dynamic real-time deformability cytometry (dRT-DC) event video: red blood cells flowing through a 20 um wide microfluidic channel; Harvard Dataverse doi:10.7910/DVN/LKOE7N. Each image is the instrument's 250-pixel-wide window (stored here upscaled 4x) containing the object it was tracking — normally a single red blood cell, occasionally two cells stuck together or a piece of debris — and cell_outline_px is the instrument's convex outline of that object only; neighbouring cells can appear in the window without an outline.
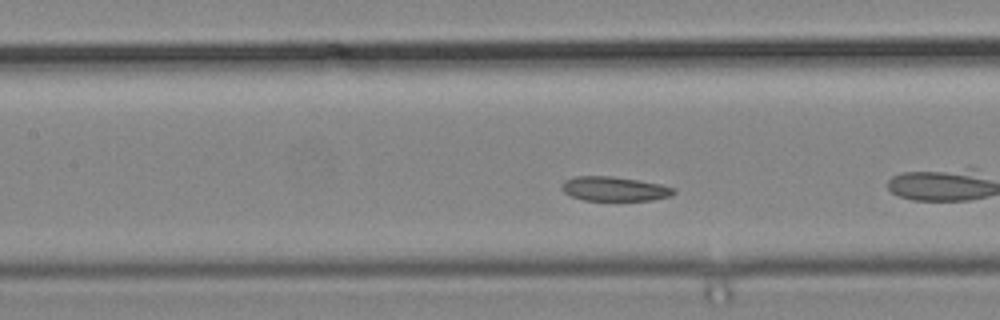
{"species": "common noctule bat (a hibernating species)", "species_latin": "Nyctalus noctula", "temperature_condition": "cold", "stored_images_in_passage": 37, "camera_frame_rate_fps": 3000, "um_per_image_px": 0.085, "animal": {"sex": "male", "body_mass_g": 19.2, "forearm_length_mm": 51.8}, "frame": {"image": 1, "passage_image": 8, "time_ms": 2.333, "image_size_px": [1000, 320], "cell_outline_px": [[676, 192], [672, 196], [652, 200], [584, 200], [572, 196], [564, 192], [560, 188], [560, 184], [564, 180], [572, 176], [612, 176], [640, 180], [660, 184], [676, 188]], "centroid_in_image_um": [52.22, 16.04], "position_along_channel_um": 155.2, "area_um2": 16.13}}
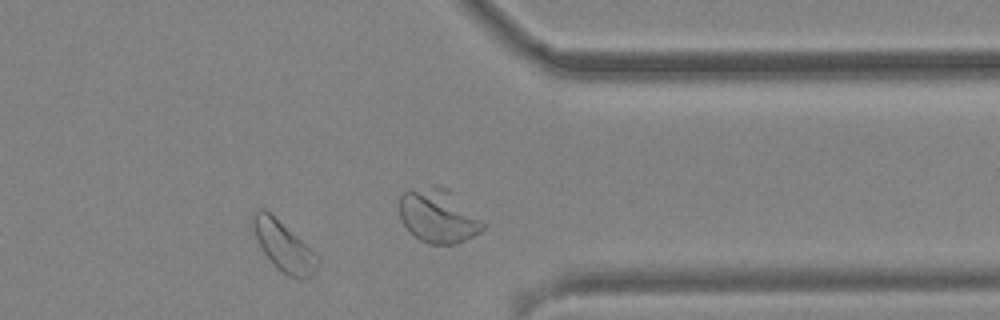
{"frame": {"image": 2, "passage_image": 27, "time_ms": 8.667, "image_size_px": [1000, 320], "cell_outline_px": [[320, 260], [316, 272], [312, 276], [304, 280], [300, 280], [288, 276], [276, 268], [264, 252], [248, 220], [252, 212], [260, 208], [264, 208], [316, 252], [320, 256]], "centroid_in_image_um": [24.12, 20.94], "position_along_channel_um": 387.3, "area_um2": 19.13}}
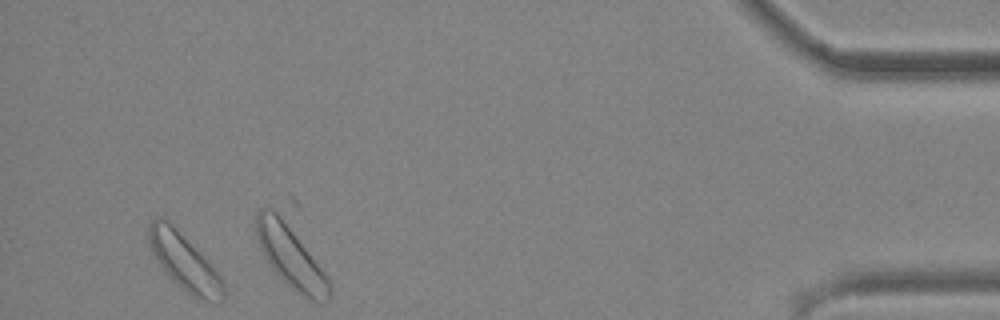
{"frame": {"image": 3, "passage_image": 34, "time_ms": 11.0, "image_size_px": [1000, 320], "cell_outline_px": [[224, 300], [212, 304], [200, 300], [192, 296], [176, 284], [168, 276], [152, 252], [148, 244], [148, 224], [152, 220], [160, 216], [164, 216], [216, 268], [224, 280]], "centroid_in_image_um": [15.7, 22.29], "position_along_channel_um": 419.5, "area_um2": 24.97}}